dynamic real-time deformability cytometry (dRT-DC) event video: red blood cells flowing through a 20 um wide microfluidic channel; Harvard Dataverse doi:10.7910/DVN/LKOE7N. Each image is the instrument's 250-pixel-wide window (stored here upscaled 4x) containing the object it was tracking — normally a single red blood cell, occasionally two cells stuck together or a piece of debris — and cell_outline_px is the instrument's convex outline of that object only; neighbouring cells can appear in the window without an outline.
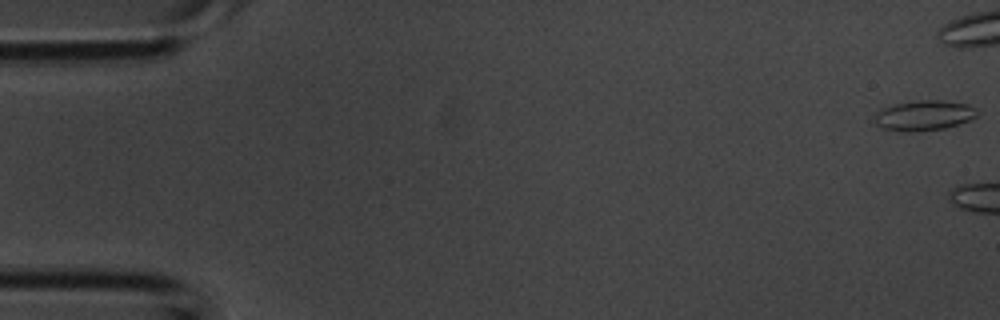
{"species": "common noctule bat (a hibernating species)", "species_latin": "Nyctalus noctula", "temperature_condition": "room temperature", "stored_images_in_passage": 7, "camera_frame_rate_fps": 3000, "um_per_image_px": 0.085, "animal": {"sex": "male", "body_mass_g": 20.1, "forearm_length_mm": 53.5}, "frame": {"image": 1, "passage_image": 1, "time_ms": 0.0, "image_size_px": [1000, 320], "cell_outline_px": [[980, 112], [976, 116], [960, 124], [944, 128], [912, 132], [904, 132], [884, 128], [876, 124], [872, 120], [876, 112], [880, 108], [896, 104], [916, 100], [944, 100], [968, 104], [976, 108]], "centroid_in_image_um": [78.53, 9.8], "position_along_channel_um": 6.5, "area_um2": 18.26}}